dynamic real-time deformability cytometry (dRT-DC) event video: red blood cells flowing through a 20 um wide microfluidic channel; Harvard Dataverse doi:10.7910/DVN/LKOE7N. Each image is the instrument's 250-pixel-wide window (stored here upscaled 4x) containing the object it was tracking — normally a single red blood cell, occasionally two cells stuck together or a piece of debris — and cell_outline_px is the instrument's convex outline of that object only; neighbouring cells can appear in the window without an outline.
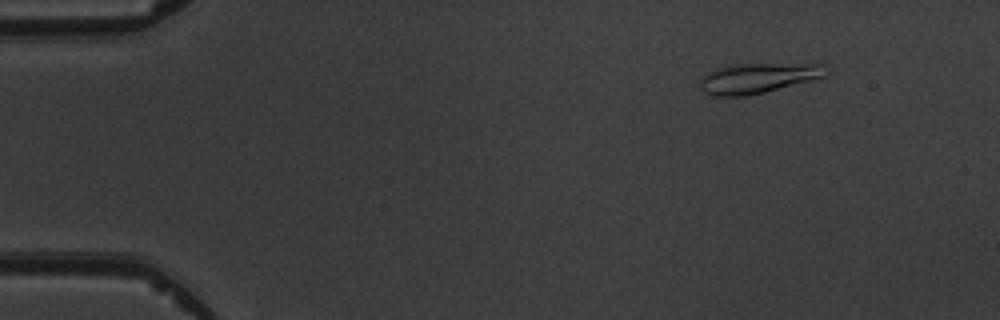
{"species": "common noctule bat (a hibernating species)", "species_latin": "Nyctalus noctula", "temperature_condition": "warm", "stored_images_in_passage": 7, "camera_frame_rate_fps": 3000, "um_per_image_px": 0.085, "animal": {"sex": "male", "body_mass_g": 19.5, "forearm_length_mm": 54.6}, "frame": {"image": 1, "passage_image": 2, "time_ms": 1.333, "image_size_px": [1000, 320], "cell_outline_px": [[828, 72], [824, 76], [764, 92], [744, 96], [712, 96], [704, 92], [700, 88], [700, 80], [704, 72], [716, 68], [736, 64], [812, 60], [824, 64], [828, 68]], "centroid_in_image_um": [64.51, 6.56], "position_along_channel_um": 20.5, "area_um2": 23.24}}
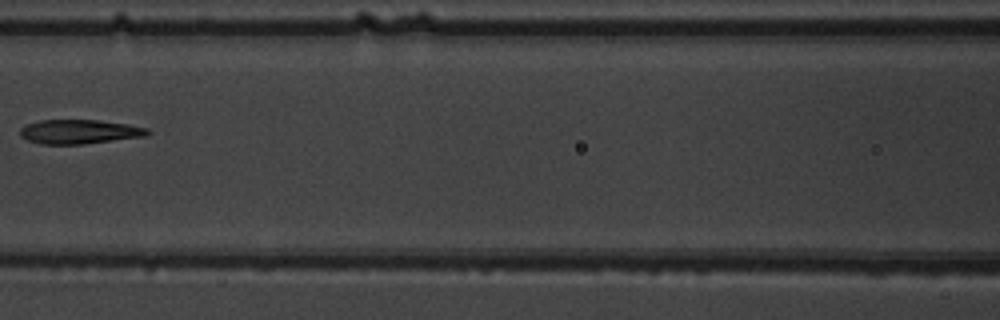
{"frame": {"image": 2, "passage_image": 7, "time_ms": 7.333, "image_size_px": [1000, 320], "cell_outline_px": [[152, 132], [144, 136], [84, 144], [40, 144], [28, 140], [20, 136], [20, 128], [24, 124], [40, 120], [100, 120], [128, 124], [148, 128]], "centroid_in_image_um": [6.73, 11.19], "position_along_channel_um": 159.9, "area_um2": 18.09}}